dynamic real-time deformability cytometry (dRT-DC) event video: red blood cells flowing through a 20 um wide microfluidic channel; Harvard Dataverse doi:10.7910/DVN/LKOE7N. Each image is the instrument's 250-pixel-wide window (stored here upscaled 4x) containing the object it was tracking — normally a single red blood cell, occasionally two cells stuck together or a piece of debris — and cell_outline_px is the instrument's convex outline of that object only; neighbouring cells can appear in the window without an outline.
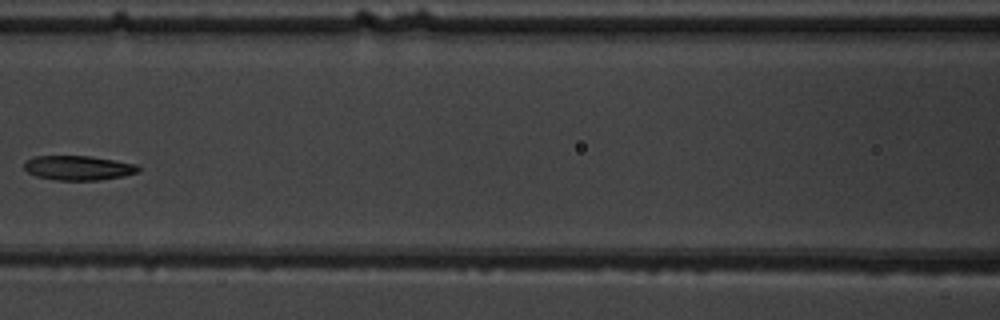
{"species": "common noctule bat (a hibernating species)", "species_latin": "Nyctalus noctula", "temperature_condition": "warm", "stored_images_in_passage": 7, "camera_frame_rate_fps": 3000, "um_per_image_px": 0.085, "animal": {"sex": "male", "body_mass_g": 19.5, "forearm_length_mm": 54.6}, "frame": {"image": 1, "passage_image": 6, "time_ms": 5.667, "image_size_px": [1000, 320], "cell_outline_px": [[140, 172], [124, 176], [100, 180], [56, 180], [36, 176], [28, 172], [24, 168], [24, 160], [36, 156], [88, 156], [136, 164], [140, 168]], "centroid_in_image_um": [6.65, 14.27], "position_along_channel_um": 160.0, "area_um2": 16.3}}
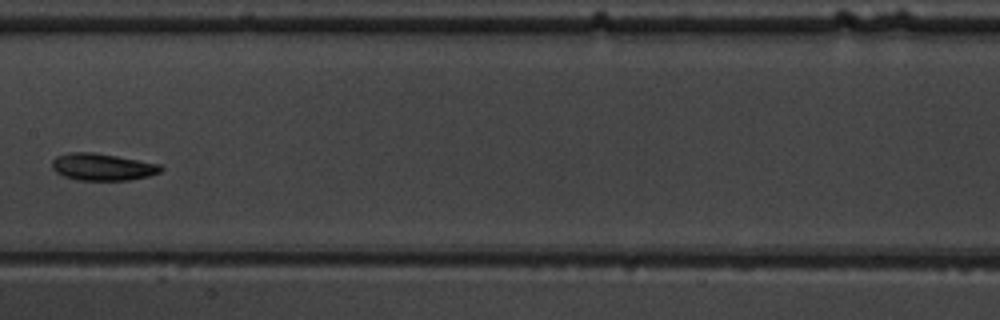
{"frame": {"image": 2, "passage_image": 7, "time_ms": 6.667, "image_size_px": [1000, 320], "cell_outline_px": [[164, 168], [160, 172], [148, 176], [128, 180], [76, 180], [64, 176], [56, 172], [52, 168], [52, 160], [56, 156], [72, 152], [92, 152], [116, 156], [160, 164]], "centroid_in_image_um": [8.69, 14.19], "position_along_channel_um": 198.7, "area_um2": 17.05}}